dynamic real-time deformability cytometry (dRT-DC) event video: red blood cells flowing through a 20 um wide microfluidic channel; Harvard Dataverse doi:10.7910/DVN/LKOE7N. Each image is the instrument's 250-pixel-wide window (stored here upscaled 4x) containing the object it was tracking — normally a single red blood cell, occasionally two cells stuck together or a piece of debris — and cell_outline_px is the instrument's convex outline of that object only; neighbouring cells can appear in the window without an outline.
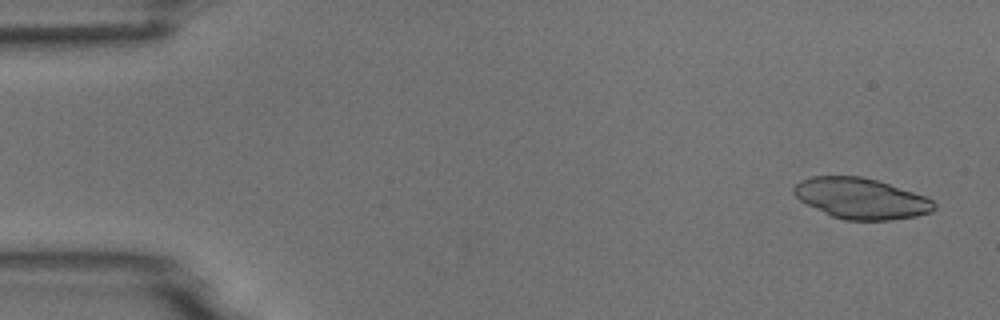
{"species": "common noctule bat (a hibernating species)", "species_latin": "Nyctalus noctula", "temperature_condition": "room temperature", "stored_images_in_passage": 7, "camera_frame_rate_fps": 3000, "um_per_image_px": 0.085, "animal": {"sex": "male", "body_mass_g": 18.8}, "frame": {"image": 1, "passage_image": 1, "time_ms": 0.0, "image_size_px": [1000, 320], "cell_outline_px": [[936, 208], [932, 212], [916, 216], [892, 220], [844, 220], [832, 216], [800, 200], [792, 192], [792, 188], [800, 180], [812, 176], [860, 176], [876, 180], [924, 196], [932, 200], [936, 204]], "centroid_in_image_um": [73.18, 16.87], "position_along_channel_um": 11.8, "area_um2": 33.06}}